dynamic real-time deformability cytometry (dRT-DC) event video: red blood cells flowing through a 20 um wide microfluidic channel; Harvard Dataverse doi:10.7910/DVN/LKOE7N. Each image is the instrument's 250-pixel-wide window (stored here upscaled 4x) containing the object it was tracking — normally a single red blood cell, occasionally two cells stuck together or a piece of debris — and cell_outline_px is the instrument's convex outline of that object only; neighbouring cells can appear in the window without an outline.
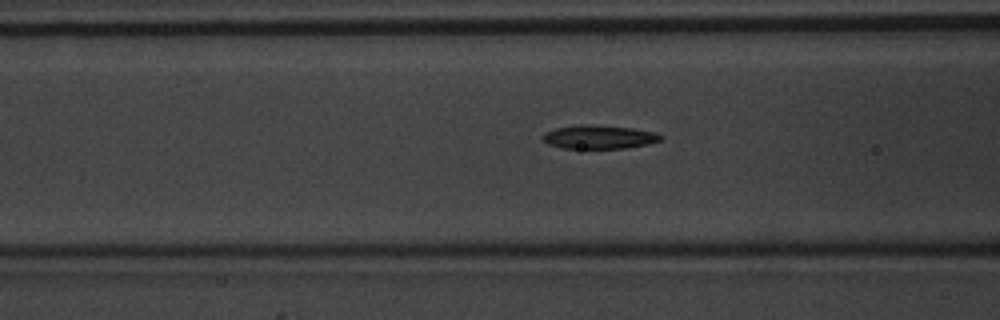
{"species": "common noctule bat (a hibernating species)", "species_latin": "Nyctalus noctula", "temperature_condition": "warm", "stored_images_in_passage": 40, "camera_frame_rate_fps": 3000, "um_per_image_px": 0.085, "animal": {"sex": "male", "body_mass_g": 20.1, "forearm_length_mm": 53.5}, "frame": {"image": 1, "passage_image": 11, "time_ms": 3.333, "image_size_px": [1000, 320], "cell_outline_px": [[664, 136], [660, 140], [648, 144], [624, 148], [560, 148], [548, 144], [540, 136], [544, 132], [556, 128], [580, 124], [588, 124], [632, 128], [656, 132]], "centroid_in_image_um": [50.9, 11.64], "position_along_channel_um": 115.7, "area_um2": 16.3}}
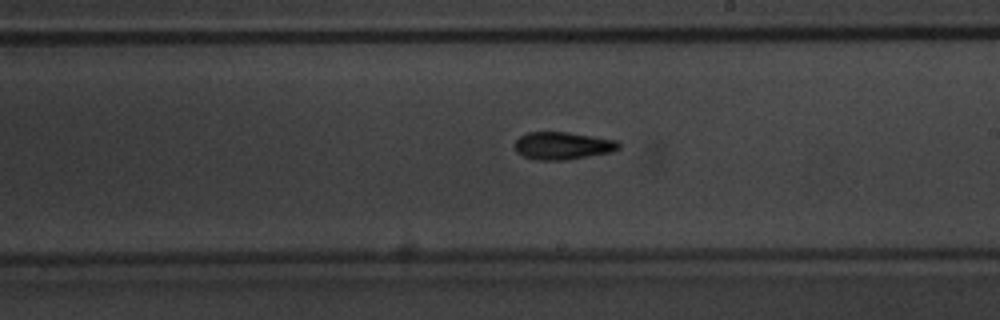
{"frame": {"image": 2, "passage_image": 20, "time_ms": 6.333, "image_size_px": [1000, 320], "cell_outline_px": [[620, 148], [612, 152], [564, 160], [536, 160], [524, 156], [516, 152], [516, 140], [520, 136], [528, 132], [568, 132], [620, 140]], "centroid_in_image_um": [47.87, 12.38], "position_along_channel_um": 241.1, "area_um2": 16.76}}
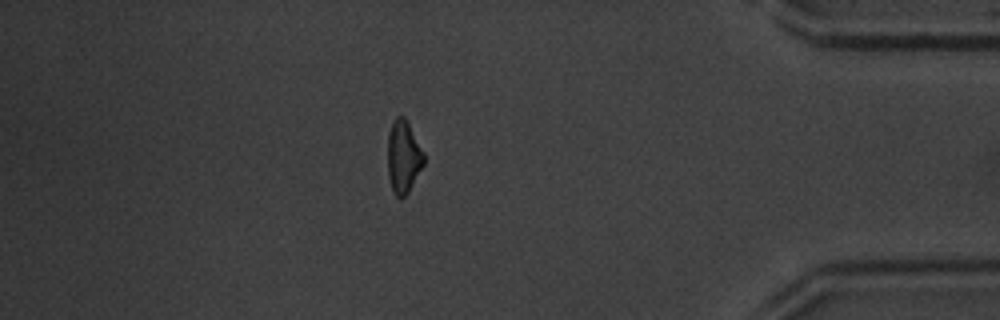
{"frame": {"image": 3, "passage_image": 34, "time_ms": 11.0, "image_size_px": [1000, 320], "cell_outline_px": [[424, 164], [408, 192], [404, 196], [396, 196], [392, 188], [388, 176], [388, 132], [396, 116], [404, 116], [424, 152]], "centroid_in_image_um": [34.29, 13.31], "position_along_channel_um": 400.9, "area_um2": 15.09}, "authors_computed_cell_mechanics": {"area_um2": 15.895, "velocity_mm_per_s": 4.1822, "shape_relaxation_time_tau1_ms": 4.1213, "shape_relaxation_time_tau2_ms": 4.7713, "deformation_change_tau1": 0.1379, "deformation_change_tau2": 0.1468}}